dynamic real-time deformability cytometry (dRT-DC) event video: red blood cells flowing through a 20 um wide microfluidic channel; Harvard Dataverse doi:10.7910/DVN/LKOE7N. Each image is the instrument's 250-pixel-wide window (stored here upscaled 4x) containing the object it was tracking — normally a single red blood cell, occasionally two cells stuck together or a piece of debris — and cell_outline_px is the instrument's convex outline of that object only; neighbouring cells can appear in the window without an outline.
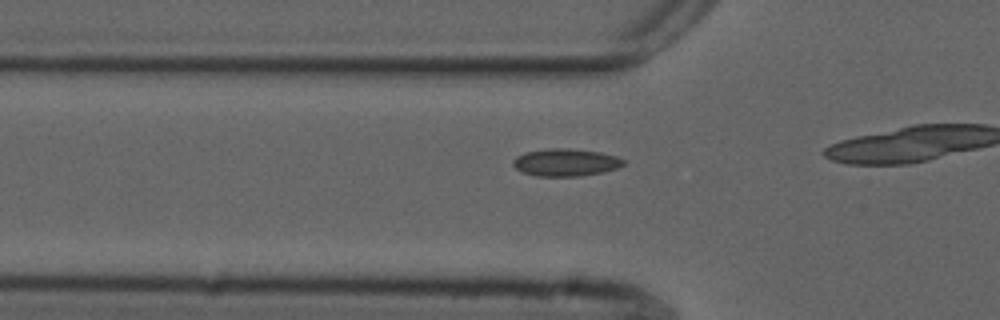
{"species": "common noctule bat (a hibernating species)", "species_latin": "Nyctalus noctula", "temperature_condition": "cold", "stored_images_in_passage": 17, "camera_frame_rate_fps": 3000, "um_per_image_px": 0.085, "animal": {"sex": "male", "forearm_length_mm": 52.5}, "frame": {"image": 1, "passage_image": 12, "time_ms": 3.667, "image_size_px": [1000, 320], "cell_outline_px": [[624, 164], [616, 168], [604, 172], [580, 176], [536, 176], [524, 172], [516, 168], [512, 164], [512, 160], [516, 156], [524, 152], [548, 148], [568, 148], [600, 152], [616, 156], [624, 160]], "centroid_in_image_um": [48.06, 13.8], "position_along_channel_um": 77.7, "area_um2": 17.69}}
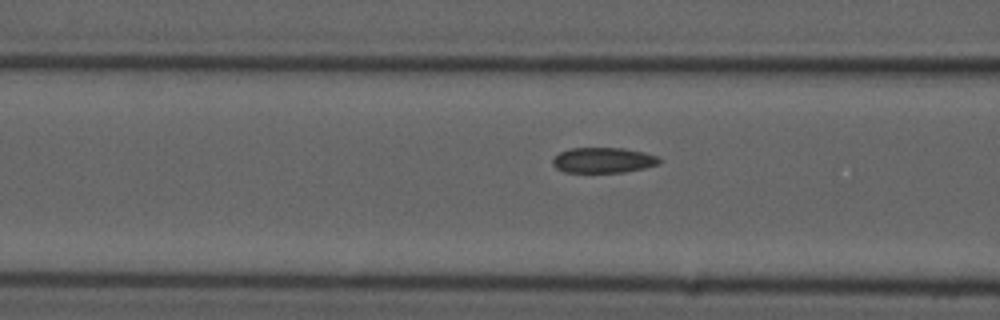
{"frame": {"image": 2, "passage_image": 15, "time_ms": 4.667, "image_size_px": [1000, 320], "cell_outline_px": [[660, 164], [644, 168], [624, 172], [564, 172], [556, 168], [552, 164], [552, 160], [560, 152], [572, 148], [624, 148], [644, 152], [656, 156], [660, 160]], "centroid_in_image_um": [51.27, 13.62], "position_along_channel_um": 115.3, "area_um2": 15.72}}